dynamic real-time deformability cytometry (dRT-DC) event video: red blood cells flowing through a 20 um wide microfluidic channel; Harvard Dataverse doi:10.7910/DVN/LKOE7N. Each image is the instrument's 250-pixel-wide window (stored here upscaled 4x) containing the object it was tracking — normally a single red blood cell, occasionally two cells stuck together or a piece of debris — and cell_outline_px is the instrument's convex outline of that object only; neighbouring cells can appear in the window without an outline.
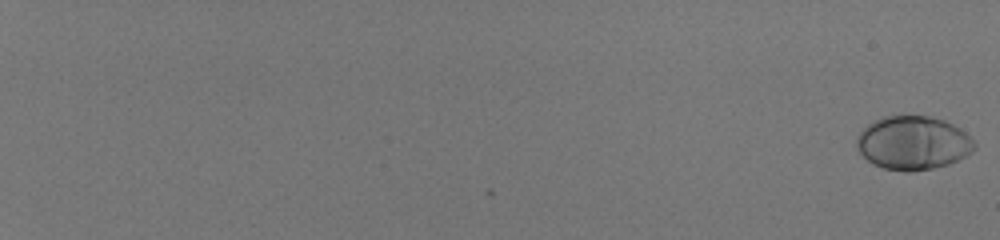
{"species": "human", "species_latin": "Homo sapiens", "temperature_condition": "room temperature", "stored_images_in_passage": 58, "camera_frame_rate_fps": 3000, "um_per_image_px": 0.085, "donor": {"sex": "male"}, "frame": {"image": 1, "passage_image": 1, "time_ms": 0.0, "image_size_px": [1000, 240], "cell_outline_px": [[976, 148], [972, 152], [948, 164], [932, 168], [912, 172], [904, 172], [884, 168], [872, 164], [856, 148], [856, 136], [868, 124], [884, 116], [900, 112], [928, 116], [944, 120], [960, 128], [976, 144]], "centroid_in_image_um": [77.57, 12.11], "position_along_channel_um": 7.4, "area_um2": 37.34}}
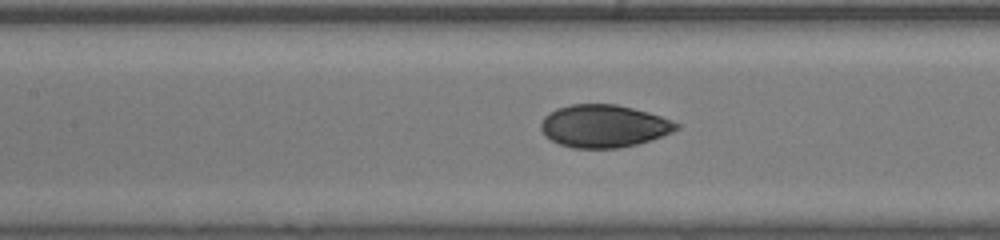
{"frame": {"image": 2, "passage_image": 34, "time_ms": 11.0, "image_size_px": [1000, 240], "cell_outline_px": [[680, 128], [664, 136], [636, 144], [620, 148], [572, 148], [560, 144], [544, 136], [540, 128], [540, 124], [544, 116], [548, 112], [556, 108], [572, 104], [616, 104], [648, 112], [672, 120], [680, 124]], "centroid_in_image_um": [51.31, 10.71], "position_along_channel_um": 156.1, "area_um2": 33.87}}
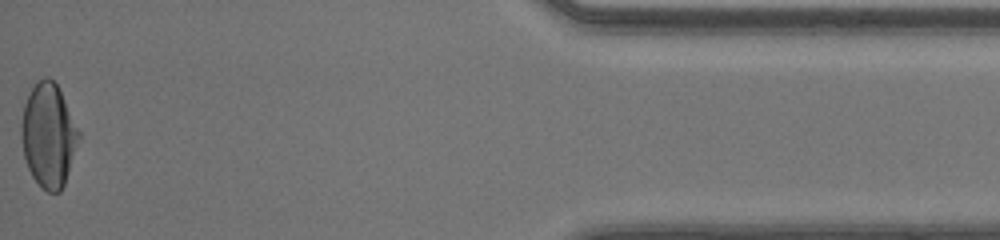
{"frame": {"image": 3, "passage_image": 58, "time_ms": 19.0, "image_size_px": [1000, 240], "cell_outline_px": [[80, 136], [64, 184], [60, 192], [48, 192], [32, 176], [28, 168], [24, 156], [20, 136], [20, 124], [24, 104], [32, 88], [44, 76], [48, 76], [56, 84], [80, 132]], "centroid_in_image_um": [4.1, 11.5], "position_along_channel_um": 431.1, "area_um2": 34.22}, "authors_computed_cell_mechanics": {"area_um2": 34.3043, "velocity_mm_per_s": 4.1336, "shape_relaxation_time_tau1_ms": 5.0495, "shape_relaxation_time_tau2_ms": null, "deformation_change_tau1": 0.206, "deformation_change_tau2": null}}